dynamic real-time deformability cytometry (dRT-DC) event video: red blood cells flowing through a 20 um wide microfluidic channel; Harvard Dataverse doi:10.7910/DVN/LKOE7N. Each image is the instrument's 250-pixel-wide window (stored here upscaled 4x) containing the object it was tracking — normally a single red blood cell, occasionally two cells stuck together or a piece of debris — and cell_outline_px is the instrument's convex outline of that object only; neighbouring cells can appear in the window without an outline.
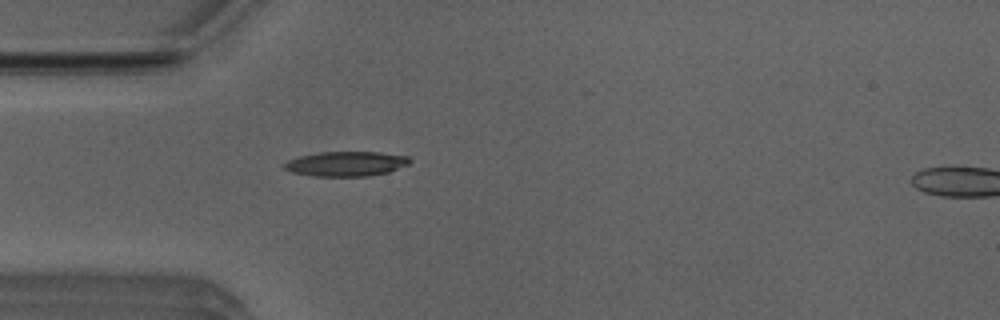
{"species": "Egyptian fruit bat (a non-hibernating species)", "species_latin": "Rousettus aegyptiacus", "temperature_condition": "room temperature", "stored_images_in_passage": 31, "camera_frame_rate_fps": 3000, "um_per_image_px": 0.085, "animal": {"sex": "male"}, "frame": {"image": 1, "passage_image": 2, "time_ms": 0.333, "image_size_px": [1000, 320], "cell_outline_px": [[412, 160], [408, 164], [388, 172], [368, 176], [312, 176], [292, 172], [284, 168], [284, 164], [288, 160], [300, 156], [320, 152], [380, 152], [408, 156]], "centroid_in_image_um": [29.43, 13.92], "position_along_channel_um": 55.6, "area_um2": 18.03}}
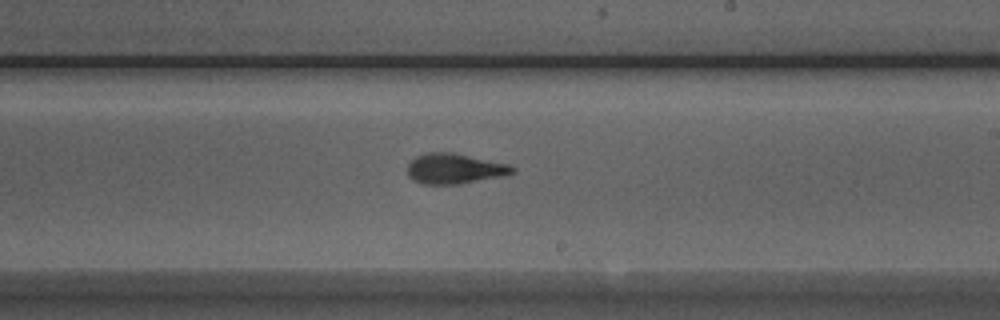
{"frame": {"image": 2, "passage_image": 17, "time_ms": 5.333, "image_size_px": [1000, 320], "cell_outline_px": [[516, 172], [504, 176], [460, 184], [424, 184], [412, 180], [408, 176], [408, 164], [416, 156], [428, 152], [452, 152], [508, 164], [516, 168]], "centroid_in_image_um": [38.65, 14.34], "position_along_channel_um": 250.4, "area_um2": 18.61}}
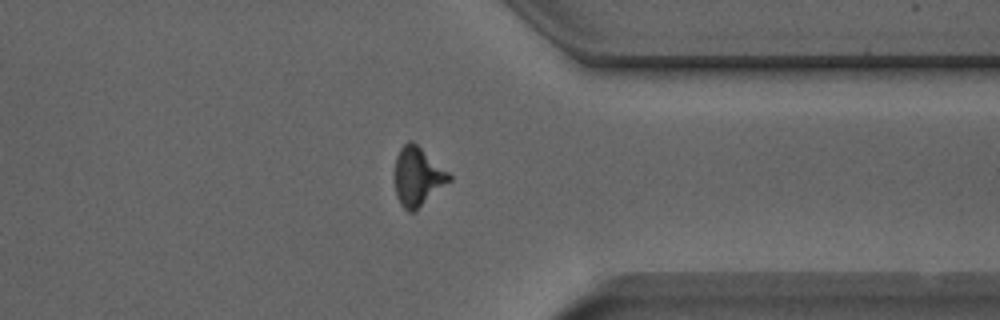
{"frame": {"image": 3, "passage_image": 27, "time_ms": 8.667, "image_size_px": [1000, 320], "cell_outline_px": [[452, 180], [412, 212], [408, 212], [400, 204], [396, 196], [392, 172], [396, 156], [400, 148], [408, 140], [412, 140], [448, 172], [452, 176]], "centroid_in_image_um": [35.44, 14.99], "position_along_channel_um": 376.0, "area_um2": 18.79}, "authors_computed_cell_mechanics": {"area_um2": 18.2648, "velocity_mm_per_s": 3.9807, "shape_relaxation_time_tau1_ms": 3.4359, "shape_relaxation_time_tau2_ms": 2.2022, "deformation_change_tau1": 0.1594, "deformation_change_tau2": 0.0956}}